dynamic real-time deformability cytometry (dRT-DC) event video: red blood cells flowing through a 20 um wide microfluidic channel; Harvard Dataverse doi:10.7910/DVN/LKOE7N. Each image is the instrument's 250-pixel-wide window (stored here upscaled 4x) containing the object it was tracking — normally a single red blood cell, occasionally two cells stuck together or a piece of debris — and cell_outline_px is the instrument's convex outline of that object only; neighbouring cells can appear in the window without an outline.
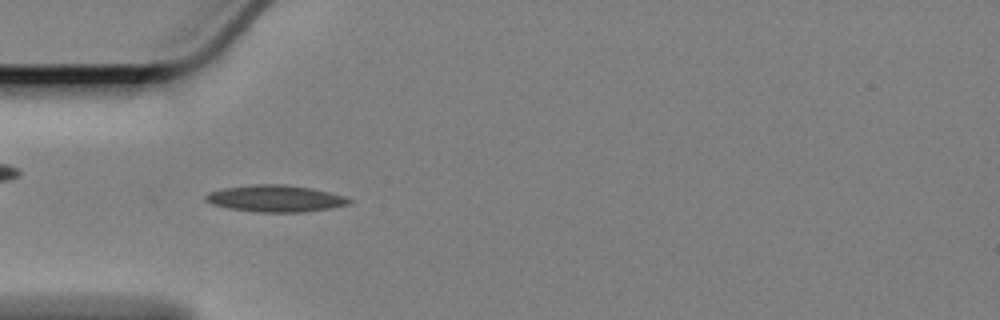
{"species": "Egyptian fruit bat (a non-hibernating species)", "species_latin": "Rousettus aegyptiacus", "temperature_condition": "cold", "stored_images_in_passage": 50, "camera_frame_rate_fps": 3000, "um_per_image_px": 0.085, "animal": {"sex": "female"}, "frame": {"image": 1, "passage_image": 8, "time_ms": 2.333, "image_size_px": [1000, 320], "cell_outline_px": [[352, 200], [348, 204], [328, 208], [300, 212], [260, 212], [228, 208], [212, 204], [204, 200], [204, 196], [208, 192], [224, 188], [256, 184], [284, 184], [312, 188], [344, 196]], "centroid_in_image_um": [23.36, 16.86], "position_along_channel_um": 61.6, "area_um2": 22.14}}
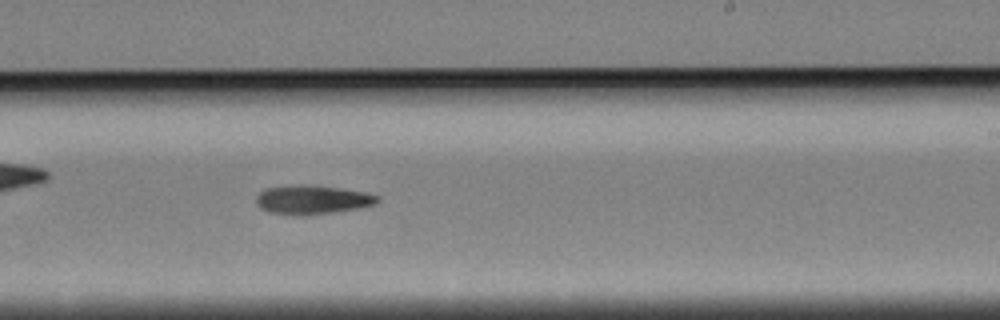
{"frame": {"image": 2, "passage_image": 26, "time_ms": 8.333, "image_size_px": [1000, 320], "cell_outline_px": [[380, 200], [376, 204], [356, 208], [332, 212], [304, 216], [300, 216], [268, 212], [260, 208], [256, 204], [256, 196], [260, 192], [268, 188], [304, 184], [312, 184], [340, 188], [364, 192], [380, 196]], "centroid_in_image_um": [26.54, 16.98], "position_along_channel_um": 262.5, "area_um2": 20.52}}
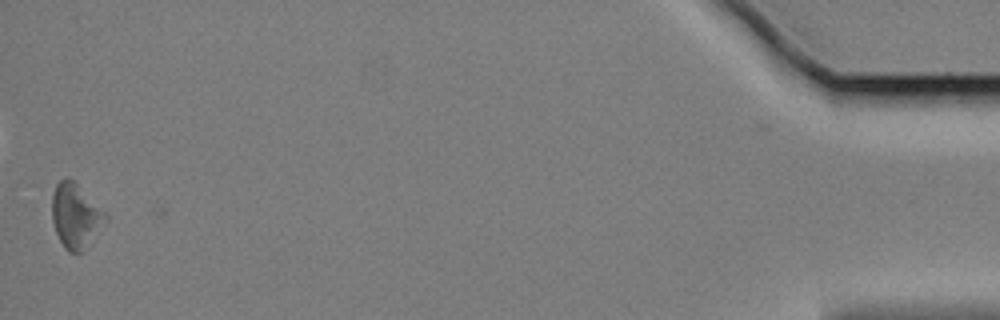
{"frame": {"image": 3, "passage_image": 49, "time_ms": 16.0, "image_size_px": [1000, 320], "cell_outline_px": [[108, 216], [84, 252], [68, 252], [64, 248], [56, 232], [52, 220], [52, 196], [56, 184], [60, 180], [76, 180]], "centroid_in_image_um": [6.41, 18.34], "position_along_channel_um": 428.8, "area_um2": 20.0}, "authors_computed_cell_mechanics": {"area_um2": 19.9988, "velocity_mm_per_s": 3.3744, "shape_relaxation_time_tau1_ms": 10.1396, "shape_relaxation_time_tau2_ms": null, "deformation_change_tau1": 0.1579, "deformation_change_tau2": null}}